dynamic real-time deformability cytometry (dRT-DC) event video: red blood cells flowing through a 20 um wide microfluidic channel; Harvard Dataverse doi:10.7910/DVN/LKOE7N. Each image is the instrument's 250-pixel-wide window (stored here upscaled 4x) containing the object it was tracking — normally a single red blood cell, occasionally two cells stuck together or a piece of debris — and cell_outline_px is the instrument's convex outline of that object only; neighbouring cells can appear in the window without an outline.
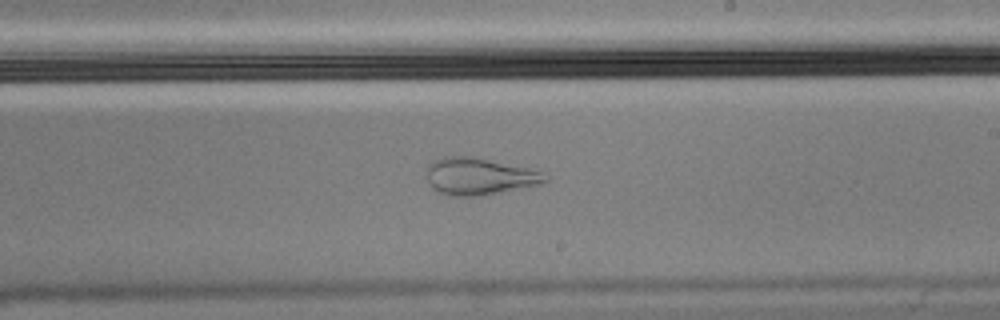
{"species": "Egyptian fruit bat (a non-hibernating species)", "species_latin": "Rousettus aegyptiacus", "temperature_condition": "cold", "stored_images_in_passage": 46, "camera_frame_rate_fps": 3000, "um_per_image_px": 0.085, "animal": {"sex": "male"}, "frame": {"image": 1, "passage_image": 23, "time_ms": 7.333, "image_size_px": [1000, 320], "cell_outline_px": [[548, 180], [540, 184], [484, 196], [448, 196], [432, 188], [428, 184], [428, 164], [432, 160], [444, 156], [476, 156], [528, 168], [544, 172]], "centroid_in_image_um": [40.72, 14.98], "position_along_channel_um": 248.3, "area_um2": 25.89}}
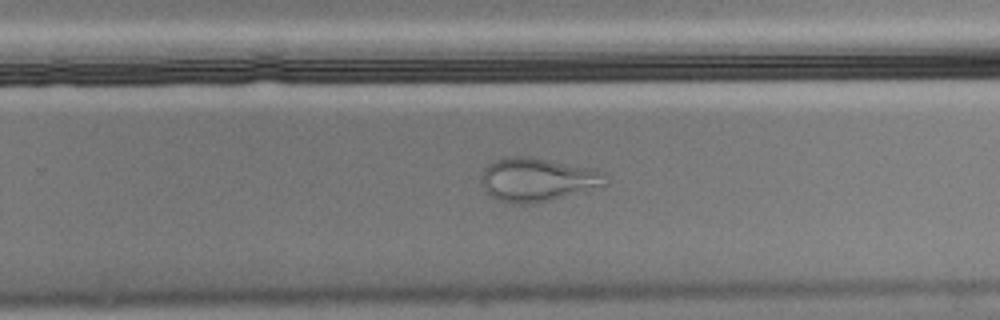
{"frame": {"image": 2, "passage_image": 26, "time_ms": 8.333, "image_size_px": [1000, 320], "cell_outline_px": [[608, 184], [548, 200], [524, 204], [520, 204], [500, 200], [492, 196], [484, 188], [480, 180], [480, 176], [484, 168], [488, 164], [496, 160], [508, 156], [528, 156], [596, 168], [604, 172], [608, 176]], "centroid_in_image_um": [45.7, 15.23], "position_along_channel_um": 284.1, "area_um2": 31.39}}